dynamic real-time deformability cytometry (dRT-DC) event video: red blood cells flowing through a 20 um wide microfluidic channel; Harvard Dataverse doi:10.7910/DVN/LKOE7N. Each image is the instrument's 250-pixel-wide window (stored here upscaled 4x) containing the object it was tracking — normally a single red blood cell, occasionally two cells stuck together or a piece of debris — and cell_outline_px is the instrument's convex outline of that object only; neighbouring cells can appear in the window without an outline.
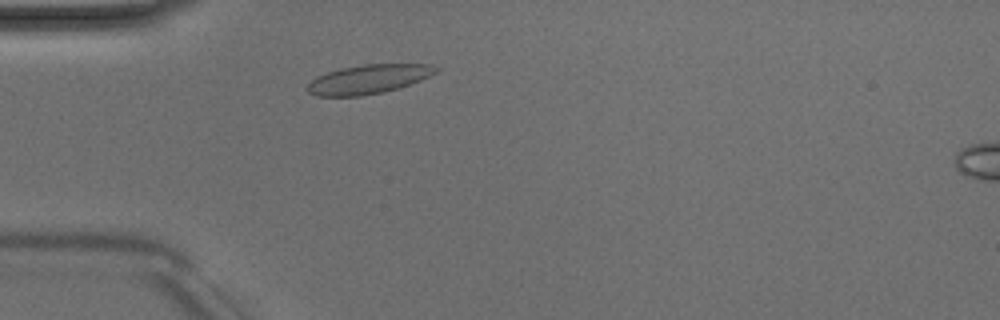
{"species": "Egyptian fruit bat (a non-hibernating species)", "species_latin": "Rousettus aegyptiacus", "temperature_condition": "room temperature", "stored_images_in_passage": 2, "camera_frame_rate_fps": 3000, "um_per_image_px": 0.085, "animal": {"sex": "male"}, "frame": {"image": 1, "passage_image": 2, "time_ms": 1.0, "image_size_px": [1000, 320], "cell_outline_px": [[440, 68], [436, 72], [420, 80], [384, 92], [360, 96], [316, 96], [308, 92], [308, 84], [316, 76], [340, 68], [364, 64], [432, 64]], "centroid_in_image_um": [31.3, 6.72], "position_along_channel_um": 53.7, "area_um2": 21.62}}